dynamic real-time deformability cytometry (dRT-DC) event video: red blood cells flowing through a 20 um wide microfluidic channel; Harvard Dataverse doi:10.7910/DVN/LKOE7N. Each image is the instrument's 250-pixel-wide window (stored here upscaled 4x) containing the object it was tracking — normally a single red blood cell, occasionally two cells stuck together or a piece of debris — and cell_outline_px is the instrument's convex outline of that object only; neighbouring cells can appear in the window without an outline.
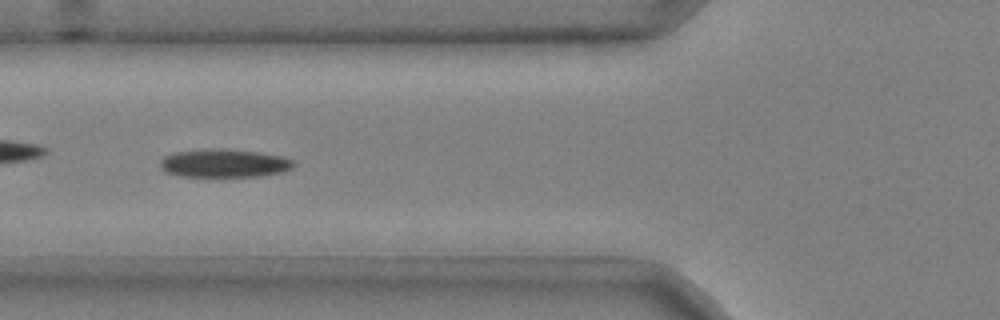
{"species": "common noctule bat (a hibernating species)", "species_latin": "Nyctalus noctula", "temperature_condition": "cold", "stored_images_in_passage": 51, "camera_frame_rate_fps": 3000, "um_per_image_px": 0.085, "animal": {"sex": "male", "body_mass_g": 20.4}, "frame": {"image": 1, "passage_image": 19, "time_ms": 6.0, "image_size_px": [1000, 320], "cell_outline_px": [[296, 164], [292, 168], [280, 172], [260, 176], [180, 176], [164, 172], [160, 164], [160, 160], [164, 156], [172, 152], [208, 148], [228, 148], [260, 152], [284, 156], [292, 160]], "centroid_in_image_um": [19.04, 13.85], "position_along_channel_um": 106.8, "area_um2": 22.31}}
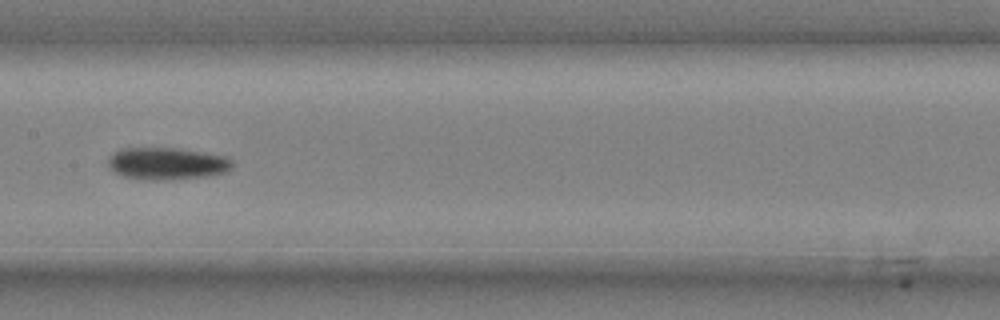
{"frame": {"image": 2, "passage_image": 26, "time_ms": 8.333, "image_size_px": [1000, 320], "cell_outline_px": [[232, 168], [228, 172], [208, 176], [172, 180], [144, 180], [124, 176], [108, 168], [108, 160], [116, 152], [124, 148], [172, 148], [200, 152], [224, 156], [232, 160]], "centroid_in_image_um": [14.21, 13.92], "position_along_channel_um": 193.2, "area_um2": 23.18}}
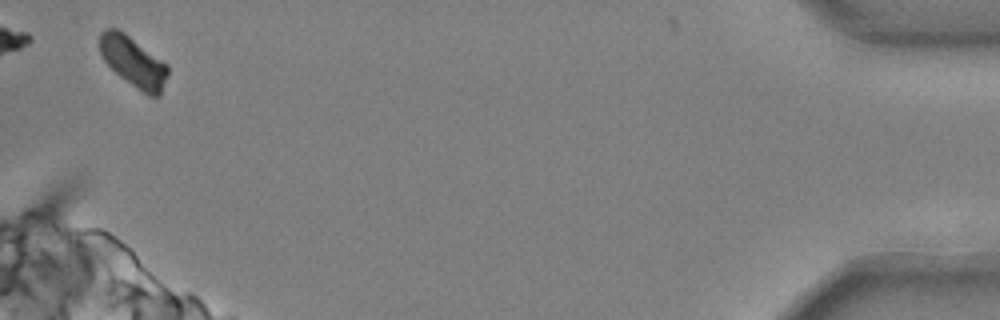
{"frame": {"image": 3, "passage_image": 50, "time_ms": 16.333, "image_size_px": [1000, 320], "cell_outline_px": [[168, 76], [160, 96], [148, 96], [120, 76], [104, 60], [100, 52], [100, 32], [108, 28], [116, 28], [124, 32], [168, 64]], "centroid_in_image_um": [11.36, 5.25], "position_along_channel_um": 423.8, "area_um2": 19.83}, "authors_computed_cell_mechanics": {"area_um2": 22.1374, "velocity_mm_per_s": 3.7099, "shape_relaxation_time_tau1_ms": 3.5833, "shape_relaxation_time_tau2_ms": null, "deformation_change_tau1": 0.1436, "deformation_change_tau2": null}}